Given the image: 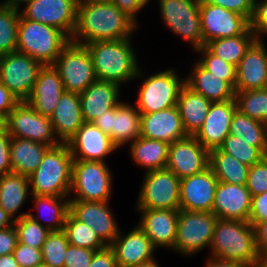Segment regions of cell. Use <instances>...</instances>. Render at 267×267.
I'll use <instances>...</instances> for the list:
<instances>
[{
    "label": "cell",
    "instance_id": "cell-1",
    "mask_svg": "<svg viewBox=\"0 0 267 267\" xmlns=\"http://www.w3.org/2000/svg\"><path fill=\"white\" fill-rule=\"evenodd\" d=\"M137 24L113 2L78 4L76 26L70 39L86 45L131 38Z\"/></svg>",
    "mask_w": 267,
    "mask_h": 267
},
{
    "label": "cell",
    "instance_id": "cell-2",
    "mask_svg": "<svg viewBox=\"0 0 267 267\" xmlns=\"http://www.w3.org/2000/svg\"><path fill=\"white\" fill-rule=\"evenodd\" d=\"M132 38L116 41H97L86 44L93 61L98 80L123 83L143 78L136 53L133 50Z\"/></svg>",
    "mask_w": 267,
    "mask_h": 267
},
{
    "label": "cell",
    "instance_id": "cell-3",
    "mask_svg": "<svg viewBox=\"0 0 267 267\" xmlns=\"http://www.w3.org/2000/svg\"><path fill=\"white\" fill-rule=\"evenodd\" d=\"M209 248L212 257L249 267L263 260L257 250L254 227L248 221L218 218Z\"/></svg>",
    "mask_w": 267,
    "mask_h": 267
},
{
    "label": "cell",
    "instance_id": "cell-4",
    "mask_svg": "<svg viewBox=\"0 0 267 267\" xmlns=\"http://www.w3.org/2000/svg\"><path fill=\"white\" fill-rule=\"evenodd\" d=\"M73 161L68 144L50 147L29 176L31 195L70 196Z\"/></svg>",
    "mask_w": 267,
    "mask_h": 267
},
{
    "label": "cell",
    "instance_id": "cell-5",
    "mask_svg": "<svg viewBox=\"0 0 267 267\" xmlns=\"http://www.w3.org/2000/svg\"><path fill=\"white\" fill-rule=\"evenodd\" d=\"M69 42L70 38L63 31L31 21L20 13L17 52L30 56L43 66L53 65Z\"/></svg>",
    "mask_w": 267,
    "mask_h": 267
},
{
    "label": "cell",
    "instance_id": "cell-6",
    "mask_svg": "<svg viewBox=\"0 0 267 267\" xmlns=\"http://www.w3.org/2000/svg\"><path fill=\"white\" fill-rule=\"evenodd\" d=\"M106 162L74 160L70 193L86 202H108L111 199L113 175Z\"/></svg>",
    "mask_w": 267,
    "mask_h": 267
},
{
    "label": "cell",
    "instance_id": "cell-7",
    "mask_svg": "<svg viewBox=\"0 0 267 267\" xmlns=\"http://www.w3.org/2000/svg\"><path fill=\"white\" fill-rule=\"evenodd\" d=\"M174 68L149 75L137 94L135 106L141 114H151L177 106L179 92L185 85Z\"/></svg>",
    "mask_w": 267,
    "mask_h": 267
},
{
    "label": "cell",
    "instance_id": "cell-8",
    "mask_svg": "<svg viewBox=\"0 0 267 267\" xmlns=\"http://www.w3.org/2000/svg\"><path fill=\"white\" fill-rule=\"evenodd\" d=\"M158 3L162 21L173 34L191 43L194 51L204 46L200 0H158Z\"/></svg>",
    "mask_w": 267,
    "mask_h": 267
},
{
    "label": "cell",
    "instance_id": "cell-9",
    "mask_svg": "<svg viewBox=\"0 0 267 267\" xmlns=\"http://www.w3.org/2000/svg\"><path fill=\"white\" fill-rule=\"evenodd\" d=\"M217 220L212 212L179 210L173 250L187 257L210 247Z\"/></svg>",
    "mask_w": 267,
    "mask_h": 267
},
{
    "label": "cell",
    "instance_id": "cell-10",
    "mask_svg": "<svg viewBox=\"0 0 267 267\" xmlns=\"http://www.w3.org/2000/svg\"><path fill=\"white\" fill-rule=\"evenodd\" d=\"M53 67L59 73L65 92L80 94L97 80L88 49L73 41L63 48Z\"/></svg>",
    "mask_w": 267,
    "mask_h": 267
},
{
    "label": "cell",
    "instance_id": "cell-11",
    "mask_svg": "<svg viewBox=\"0 0 267 267\" xmlns=\"http://www.w3.org/2000/svg\"><path fill=\"white\" fill-rule=\"evenodd\" d=\"M137 209L180 210V179L165 168L144 173Z\"/></svg>",
    "mask_w": 267,
    "mask_h": 267
},
{
    "label": "cell",
    "instance_id": "cell-12",
    "mask_svg": "<svg viewBox=\"0 0 267 267\" xmlns=\"http://www.w3.org/2000/svg\"><path fill=\"white\" fill-rule=\"evenodd\" d=\"M6 130L19 137L55 147L61 143L55 136L50 117L36 112L26 101H20L8 114Z\"/></svg>",
    "mask_w": 267,
    "mask_h": 267
},
{
    "label": "cell",
    "instance_id": "cell-13",
    "mask_svg": "<svg viewBox=\"0 0 267 267\" xmlns=\"http://www.w3.org/2000/svg\"><path fill=\"white\" fill-rule=\"evenodd\" d=\"M43 65L19 52L0 56V82L20 101L30 96Z\"/></svg>",
    "mask_w": 267,
    "mask_h": 267
},
{
    "label": "cell",
    "instance_id": "cell-14",
    "mask_svg": "<svg viewBox=\"0 0 267 267\" xmlns=\"http://www.w3.org/2000/svg\"><path fill=\"white\" fill-rule=\"evenodd\" d=\"M78 0H32L20 13L27 19L53 26L70 39L76 26Z\"/></svg>",
    "mask_w": 267,
    "mask_h": 267
},
{
    "label": "cell",
    "instance_id": "cell-15",
    "mask_svg": "<svg viewBox=\"0 0 267 267\" xmlns=\"http://www.w3.org/2000/svg\"><path fill=\"white\" fill-rule=\"evenodd\" d=\"M120 148L140 137L141 113L136 106L120 102L92 122Z\"/></svg>",
    "mask_w": 267,
    "mask_h": 267
},
{
    "label": "cell",
    "instance_id": "cell-16",
    "mask_svg": "<svg viewBox=\"0 0 267 267\" xmlns=\"http://www.w3.org/2000/svg\"><path fill=\"white\" fill-rule=\"evenodd\" d=\"M201 30L204 45L208 42L244 34L250 20L234 11L200 0Z\"/></svg>",
    "mask_w": 267,
    "mask_h": 267
},
{
    "label": "cell",
    "instance_id": "cell-17",
    "mask_svg": "<svg viewBox=\"0 0 267 267\" xmlns=\"http://www.w3.org/2000/svg\"><path fill=\"white\" fill-rule=\"evenodd\" d=\"M209 161L210 153L194 136L189 135L169 145L166 168L183 179L208 168Z\"/></svg>",
    "mask_w": 267,
    "mask_h": 267
},
{
    "label": "cell",
    "instance_id": "cell-18",
    "mask_svg": "<svg viewBox=\"0 0 267 267\" xmlns=\"http://www.w3.org/2000/svg\"><path fill=\"white\" fill-rule=\"evenodd\" d=\"M218 182L210 166L180 179V210L212 212Z\"/></svg>",
    "mask_w": 267,
    "mask_h": 267
},
{
    "label": "cell",
    "instance_id": "cell-19",
    "mask_svg": "<svg viewBox=\"0 0 267 267\" xmlns=\"http://www.w3.org/2000/svg\"><path fill=\"white\" fill-rule=\"evenodd\" d=\"M109 204V201L70 200V213L80 222L90 226L106 245H110L120 232Z\"/></svg>",
    "mask_w": 267,
    "mask_h": 267
},
{
    "label": "cell",
    "instance_id": "cell-20",
    "mask_svg": "<svg viewBox=\"0 0 267 267\" xmlns=\"http://www.w3.org/2000/svg\"><path fill=\"white\" fill-rule=\"evenodd\" d=\"M67 144L74 160L106 162L105 157L118 149L111 138L92 122H84Z\"/></svg>",
    "mask_w": 267,
    "mask_h": 267
},
{
    "label": "cell",
    "instance_id": "cell-21",
    "mask_svg": "<svg viewBox=\"0 0 267 267\" xmlns=\"http://www.w3.org/2000/svg\"><path fill=\"white\" fill-rule=\"evenodd\" d=\"M236 110L235 100L212 102L202 127L194 135L209 153L219 149L229 135L231 120Z\"/></svg>",
    "mask_w": 267,
    "mask_h": 267
},
{
    "label": "cell",
    "instance_id": "cell-22",
    "mask_svg": "<svg viewBox=\"0 0 267 267\" xmlns=\"http://www.w3.org/2000/svg\"><path fill=\"white\" fill-rule=\"evenodd\" d=\"M141 213L138 226L155 248L174 249L179 210L137 209Z\"/></svg>",
    "mask_w": 267,
    "mask_h": 267
},
{
    "label": "cell",
    "instance_id": "cell-23",
    "mask_svg": "<svg viewBox=\"0 0 267 267\" xmlns=\"http://www.w3.org/2000/svg\"><path fill=\"white\" fill-rule=\"evenodd\" d=\"M109 246L114 250L117 267H133L154 260L156 250L138 225L126 235L120 231Z\"/></svg>",
    "mask_w": 267,
    "mask_h": 267
},
{
    "label": "cell",
    "instance_id": "cell-24",
    "mask_svg": "<svg viewBox=\"0 0 267 267\" xmlns=\"http://www.w3.org/2000/svg\"><path fill=\"white\" fill-rule=\"evenodd\" d=\"M140 136L173 143L189 136L177 106L151 114H141Z\"/></svg>",
    "mask_w": 267,
    "mask_h": 267
},
{
    "label": "cell",
    "instance_id": "cell-25",
    "mask_svg": "<svg viewBox=\"0 0 267 267\" xmlns=\"http://www.w3.org/2000/svg\"><path fill=\"white\" fill-rule=\"evenodd\" d=\"M250 209L251 194L246 185L218 182L212 208L217 218L248 221Z\"/></svg>",
    "mask_w": 267,
    "mask_h": 267
},
{
    "label": "cell",
    "instance_id": "cell-26",
    "mask_svg": "<svg viewBox=\"0 0 267 267\" xmlns=\"http://www.w3.org/2000/svg\"><path fill=\"white\" fill-rule=\"evenodd\" d=\"M65 92L58 71L53 65L43 66L26 102L39 114L50 117Z\"/></svg>",
    "mask_w": 267,
    "mask_h": 267
},
{
    "label": "cell",
    "instance_id": "cell-27",
    "mask_svg": "<svg viewBox=\"0 0 267 267\" xmlns=\"http://www.w3.org/2000/svg\"><path fill=\"white\" fill-rule=\"evenodd\" d=\"M267 77V48L255 41L236 67L235 91L263 89Z\"/></svg>",
    "mask_w": 267,
    "mask_h": 267
},
{
    "label": "cell",
    "instance_id": "cell-28",
    "mask_svg": "<svg viewBox=\"0 0 267 267\" xmlns=\"http://www.w3.org/2000/svg\"><path fill=\"white\" fill-rule=\"evenodd\" d=\"M121 86L114 82L95 80L79 94L84 122H93L102 113L116 107L121 101Z\"/></svg>",
    "mask_w": 267,
    "mask_h": 267
},
{
    "label": "cell",
    "instance_id": "cell-29",
    "mask_svg": "<svg viewBox=\"0 0 267 267\" xmlns=\"http://www.w3.org/2000/svg\"><path fill=\"white\" fill-rule=\"evenodd\" d=\"M50 120L58 141L67 144L84 124L79 94L64 92Z\"/></svg>",
    "mask_w": 267,
    "mask_h": 267
},
{
    "label": "cell",
    "instance_id": "cell-30",
    "mask_svg": "<svg viewBox=\"0 0 267 267\" xmlns=\"http://www.w3.org/2000/svg\"><path fill=\"white\" fill-rule=\"evenodd\" d=\"M185 77V85L193 92L203 95L211 102L235 100V89L223 77L207 71L198 61Z\"/></svg>",
    "mask_w": 267,
    "mask_h": 267
},
{
    "label": "cell",
    "instance_id": "cell-31",
    "mask_svg": "<svg viewBox=\"0 0 267 267\" xmlns=\"http://www.w3.org/2000/svg\"><path fill=\"white\" fill-rule=\"evenodd\" d=\"M212 102L203 95L193 92L184 85L177 101V107L186 133L194 136L202 127Z\"/></svg>",
    "mask_w": 267,
    "mask_h": 267
},
{
    "label": "cell",
    "instance_id": "cell-32",
    "mask_svg": "<svg viewBox=\"0 0 267 267\" xmlns=\"http://www.w3.org/2000/svg\"><path fill=\"white\" fill-rule=\"evenodd\" d=\"M50 146L28 139L10 138L12 172L29 177L40 165Z\"/></svg>",
    "mask_w": 267,
    "mask_h": 267
},
{
    "label": "cell",
    "instance_id": "cell-33",
    "mask_svg": "<svg viewBox=\"0 0 267 267\" xmlns=\"http://www.w3.org/2000/svg\"><path fill=\"white\" fill-rule=\"evenodd\" d=\"M169 145L163 141L140 136L130 143L129 154L137 166L144 168L145 173L165 169Z\"/></svg>",
    "mask_w": 267,
    "mask_h": 267
},
{
    "label": "cell",
    "instance_id": "cell-34",
    "mask_svg": "<svg viewBox=\"0 0 267 267\" xmlns=\"http://www.w3.org/2000/svg\"><path fill=\"white\" fill-rule=\"evenodd\" d=\"M29 191V177L14 172L1 176L0 207L16 220V214L24 206Z\"/></svg>",
    "mask_w": 267,
    "mask_h": 267
},
{
    "label": "cell",
    "instance_id": "cell-35",
    "mask_svg": "<svg viewBox=\"0 0 267 267\" xmlns=\"http://www.w3.org/2000/svg\"><path fill=\"white\" fill-rule=\"evenodd\" d=\"M67 197L69 196L32 195L35 205L34 210L37 209V212L39 211V213L44 216H47V214L50 215L47 216L49 217L48 219L45 220L44 218L46 223L41 222L43 219H40L39 214L34 216V214L28 212V215L50 232L61 231L64 228V223L70 212V199Z\"/></svg>",
    "mask_w": 267,
    "mask_h": 267
},
{
    "label": "cell",
    "instance_id": "cell-36",
    "mask_svg": "<svg viewBox=\"0 0 267 267\" xmlns=\"http://www.w3.org/2000/svg\"><path fill=\"white\" fill-rule=\"evenodd\" d=\"M209 166L212 168L218 181L246 185L249 166L243 164L232 155H229L220 149L210 152Z\"/></svg>",
    "mask_w": 267,
    "mask_h": 267
},
{
    "label": "cell",
    "instance_id": "cell-37",
    "mask_svg": "<svg viewBox=\"0 0 267 267\" xmlns=\"http://www.w3.org/2000/svg\"><path fill=\"white\" fill-rule=\"evenodd\" d=\"M255 41L256 36L250 27L244 34L215 39L205 46L219 58L237 67L244 54Z\"/></svg>",
    "mask_w": 267,
    "mask_h": 267
},
{
    "label": "cell",
    "instance_id": "cell-38",
    "mask_svg": "<svg viewBox=\"0 0 267 267\" xmlns=\"http://www.w3.org/2000/svg\"><path fill=\"white\" fill-rule=\"evenodd\" d=\"M267 124L255 120L236 110L230 124V135L244 140L249 145L258 148L263 154L266 147Z\"/></svg>",
    "mask_w": 267,
    "mask_h": 267
},
{
    "label": "cell",
    "instance_id": "cell-39",
    "mask_svg": "<svg viewBox=\"0 0 267 267\" xmlns=\"http://www.w3.org/2000/svg\"><path fill=\"white\" fill-rule=\"evenodd\" d=\"M63 231L72 246L94 251L104 249L107 246L90 226L77 220L70 212L64 223Z\"/></svg>",
    "mask_w": 267,
    "mask_h": 267
},
{
    "label": "cell",
    "instance_id": "cell-40",
    "mask_svg": "<svg viewBox=\"0 0 267 267\" xmlns=\"http://www.w3.org/2000/svg\"><path fill=\"white\" fill-rule=\"evenodd\" d=\"M237 110L267 124V89L235 91Z\"/></svg>",
    "mask_w": 267,
    "mask_h": 267
},
{
    "label": "cell",
    "instance_id": "cell-41",
    "mask_svg": "<svg viewBox=\"0 0 267 267\" xmlns=\"http://www.w3.org/2000/svg\"><path fill=\"white\" fill-rule=\"evenodd\" d=\"M20 10L0 5V56L17 52Z\"/></svg>",
    "mask_w": 267,
    "mask_h": 267
},
{
    "label": "cell",
    "instance_id": "cell-42",
    "mask_svg": "<svg viewBox=\"0 0 267 267\" xmlns=\"http://www.w3.org/2000/svg\"><path fill=\"white\" fill-rule=\"evenodd\" d=\"M18 242L32 248L41 249L50 231L32 219L28 213H20L14 220Z\"/></svg>",
    "mask_w": 267,
    "mask_h": 267
},
{
    "label": "cell",
    "instance_id": "cell-43",
    "mask_svg": "<svg viewBox=\"0 0 267 267\" xmlns=\"http://www.w3.org/2000/svg\"><path fill=\"white\" fill-rule=\"evenodd\" d=\"M69 245L63 230L51 231L41 247L43 264L47 267H63Z\"/></svg>",
    "mask_w": 267,
    "mask_h": 267
},
{
    "label": "cell",
    "instance_id": "cell-44",
    "mask_svg": "<svg viewBox=\"0 0 267 267\" xmlns=\"http://www.w3.org/2000/svg\"><path fill=\"white\" fill-rule=\"evenodd\" d=\"M219 149L232 155L249 167L258 163L264 157L263 153L258 148L253 147L244 140L230 134L224 139L222 146Z\"/></svg>",
    "mask_w": 267,
    "mask_h": 267
},
{
    "label": "cell",
    "instance_id": "cell-45",
    "mask_svg": "<svg viewBox=\"0 0 267 267\" xmlns=\"http://www.w3.org/2000/svg\"><path fill=\"white\" fill-rule=\"evenodd\" d=\"M196 52L201 54L197 61L207 70L216 76L223 77L234 89L236 83V66L226 62L213 54L205 45Z\"/></svg>",
    "mask_w": 267,
    "mask_h": 267
},
{
    "label": "cell",
    "instance_id": "cell-46",
    "mask_svg": "<svg viewBox=\"0 0 267 267\" xmlns=\"http://www.w3.org/2000/svg\"><path fill=\"white\" fill-rule=\"evenodd\" d=\"M246 188L251 197L267 191V158L263 157L249 168Z\"/></svg>",
    "mask_w": 267,
    "mask_h": 267
},
{
    "label": "cell",
    "instance_id": "cell-47",
    "mask_svg": "<svg viewBox=\"0 0 267 267\" xmlns=\"http://www.w3.org/2000/svg\"><path fill=\"white\" fill-rule=\"evenodd\" d=\"M256 40L263 41L262 36L267 35V0H254V12L250 20Z\"/></svg>",
    "mask_w": 267,
    "mask_h": 267
},
{
    "label": "cell",
    "instance_id": "cell-48",
    "mask_svg": "<svg viewBox=\"0 0 267 267\" xmlns=\"http://www.w3.org/2000/svg\"><path fill=\"white\" fill-rule=\"evenodd\" d=\"M13 256L20 267H34L43 264L41 249L18 242Z\"/></svg>",
    "mask_w": 267,
    "mask_h": 267
},
{
    "label": "cell",
    "instance_id": "cell-49",
    "mask_svg": "<svg viewBox=\"0 0 267 267\" xmlns=\"http://www.w3.org/2000/svg\"><path fill=\"white\" fill-rule=\"evenodd\" d=\"M94 250L69 245L63 267H89Z\"/></svg>",
    "mask_w": 267,
    "mask_h": 267
},
{
    "label": "cell",
    "instance_id": "cell-50",
    "mask_svg": "<svg viewBox=\"0 0 267 267\" xmlns=\"http://www.w3.org/2000/svg\"><path fill=\"white\" fill-rule=\"evenodd\" d=\"M205 3L223 7L240 15L252 19L254 0H203Z\"/></svg>",
    "mask_w": 267,
    "mask_h": 267
},
{
    "label": "cell",
    "instance_id": "cell-51",
    "mask_svg": "<svg viewBox=\"0 0 267 267\" xmlns=\"http://www.w3.org/2000/svg\"><path fill=\"white\" fill-rule=\"evenodd\" d=\"M265 220H267V191L251 197L248 222L254 227Z\"/></svg>",
    "mask_w": 267,
    "mask_h": 267
},
{
    "label": "cell",
    "instance_id": "cell-52",
    "mask_svg": "<svg viewBox=\"0 0 267 267\" xmlns=\"http://www.w3.org/2000/svg\"><path fill=\"white\" fill-rule=\"evenodd\" d=\"M18 243V234L14 225L0 229V256L13 254Z\"/></svg>",
    "mask_w": 267,
    "mask_h": 267
},
{
    "label": "cell",
    "instance_id": "cell-53",
    "mask_svg": "<svg viewBox=\"0 0 267 267\" xmlns=\"http://www.w3.org/2000/svg\"><path fill=\"white\" fill-rule=\"evenodd\" d=\"M10 138L7 130L0 133V177L12 172L10 162Z\"/></svg>",
    "mask_w": 267,
    "mask_h": 267
},
{
    "label": "cell",
    "instance_id": "cell-54",
    "mask_svg": "<svg viewBox=\"0 0 267 267\" xmlns=\"http://www.w3.org/2000/svg\"><path fill=\"white\" fill-rule=\"evenodd\" d=\"M120 10L138 25L137 13L144 9L149 0H111Z\"/></svg>",
    "mask_w": 267,
    "mask_h": 267
},
{
    "label": "cell",
    "instance_id": "cell-55",
    "mask_svg": "<svg viewBox=\"0 0 267 267\" xmlns=\"http://www.w3.org/2000/svg\"><path fill=\"white\" fill-rule=\"evenodd\" d=\"M89 267H117L114 250L107 245L94 252Z\"/></svg>",
    "mask_w": 267,
    "mask_h": 267
},
{
    "label": "cell",
    "instance_id": "cell-56",
    "mask_svg": "<svg viewBox=\"0 0 267 267\" xmlns=\"http://www.w3.org/2000/svg\"><path fill=\"white\" fill-rule=\"evenodd\" d=\"M20 100L0 82V114L6 118Z\"/></svg>",
    "mask_w": 267,
    "mask_h": 267
},
{
    "label": "cell",
    "instance_id": "cell-57",
    "mask_svg": "<svg viewBox=\"0 0 267 267\" xmlns=\"http://www.w3.org/2000/svg\"><path fill=\"white\" fill-rule=\"evenodd\" d=\"M256 246L260 256L267 261V220L254 226Z\"/></svg>",
    "mask_w": 267,
    "mask_h": 267
},
{
    "label": "cell",
    "instance_id": "cell-58",
    "mask_svg": "<svg viewBox=\"0 0 267 267\" xmlns=\"http://www.w3.org/2000/svg\"><path fill=\"white\" fill-rule=\"evenodd\" d=\"M205 264V267H249L235 261L222 260L212 256H210V259H208Z\"/></svg>",
    "mask_w": 267,
    "mask_h": 267
},
{
    "label": "cell",
    "instance_id": "cell-59",
    "mask_svg": "<svg viewBox=\"0 0 267 267\" xmlns=\"http://www.w3.org/2000/svg\"><path fill=\"white\" fill-rule=\"evenodd\" d=\"M0 267H20L15 260L13 254H5L0 256Z\"/></svg>",
    "mask_w": 267,
    "mask_h": 267
},
{
    "label": "cell",
    "instance_id": "cell-60",
    "mask_svg": "<svg viewBox=\"0 0 267 267\" xmlns=\"http://www.w3.org/2000/svg\"><path fill=\"white\" fill-rule=\"evenodd\" d=\"M14 225L12 217L0 207V229Z\"/></svg>",
    "mask_w": 267,
    "mask_h": 267
},
{
    "label": "cell",
    "instance_id": "cell-61",
    "mask_svg": "<svg viewBox=\"0 0 267 267\" xmlns=\"http://www.w3.org/2000/svg\"><path fill=\"white\" fill-rule=\"evenodd\" d=\"M30 1L32 0H4L3 3H0V5L21 10L22 3H25L26 5Z\"/></svg>",
    "mask_w": 267,
    "mask_h": 267
},
{
    "label": "cell",
    "instance_id": "cell-62",
    "mask_svg": "<svg viewBox=\"0 0 267 267\" xmlns=\"http://www.w3.org/2000/svg\"><path fill=\"white\" fill-rule=\"evenodd\" d=\"M133 267H161L160 265H158V262L154 260L145 262V263H141L137 266H133Z\"/></svg>",
    "mask_w": 267,
    "mask_h": 267
},
{
    "label": "cell",
    "instance_id": "cell-63",
    "mask_svg": "<svg viewBox=\"0 0 267 267\" xmlns=\"http://www.w3.org/2000/svg\"><path fill=\"white\" fill-rule=\"evenodd\" d=\"M111 0H78V4L107 3Z\"/></svg>",
    "mask_w": 267,
    "mask_h": 267
},
{
    "label": "cell",
    "instance_id": "cell-64",
    "mask_svg": "<svg viewBox=\"0 0 267 267\" xmlns=\"http://www.w3.org/2000/svg\"><path fill=\"white\" fill-rule=\"evenodd\" d=\"M6 122L7 118L3 114H0V133L6 131Z\"/></svg>",
    "mask_w": 267,
    "mask_h": 267
},
{
    "label": "cell",
    "instance_id": "cell-65",
    "mask_svg": "<svg viewBox=\"0 0 267 267\" xmlns=\"http://www.w3.org/2000/svg\"><path fill=\"white\" fill-rule=\"evenodd\" d=\"M254 267H267V261L266 260H262L259 264H257Z\"/></svg>",
    "mask_w": 267,
    "mask_h": 267
},
{
    "label": "cell",
    "instance_id": "cell-66",
    "mask_svg": "<svg viewBox=\"0 0 267 267\" xmlns=\"http://www.w3.org/2000/svg\"><path fill=\"white\" fill-rule=\"evenodd\" d=\"M263 155L265 158H267V128H266V147Z\"/></svg>",
    "mask_w": 267,
    "mask_h": 267
},
{
    "label": "cell",
    "instance_id": "cell-67",
    "mask_svg": "<svg viewBox=\"0 0 267 267\" xmlns=\"http://www.w3.org/2000/svg\"><path fill=\"white\" fill-rule=\"evenodd\" d=\"M34 267H47V266L45 264H41V265L34 266Z\"/></svg>",
    "mask_w": 267,
    "mask_h": 267
}]
</instances>
